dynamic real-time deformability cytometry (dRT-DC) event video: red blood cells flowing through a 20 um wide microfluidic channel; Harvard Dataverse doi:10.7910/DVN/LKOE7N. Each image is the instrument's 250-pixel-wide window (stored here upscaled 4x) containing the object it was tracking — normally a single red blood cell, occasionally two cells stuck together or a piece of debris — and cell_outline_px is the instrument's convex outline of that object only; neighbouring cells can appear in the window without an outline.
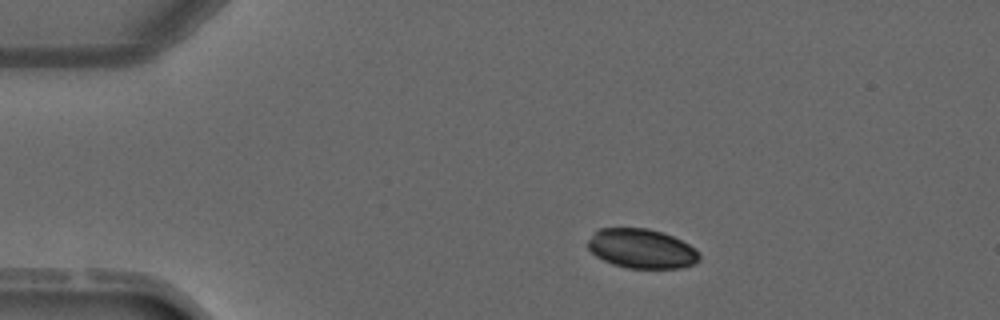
{"species": "common noctule bat (a hibernating species)", "species_latin": "Nyctalus noctula", "temperature_condition": "warm", "stored_images_in_passage": 2, "camera_frame_rate_fps": 3000, "um_per_image_px": 0.085, "animal": {"sex": "male", "forearm_length_mm": 52.5}, "frame": {"image": 1, "passage_image": 1, "time_ms": 0.0, "image_size_px": [1000, 320], "cell_outline_px": [[700, 260], [692, 264], [680, 268], [628, 268], [612, 264], [596, 256], [588, 248], [588, 240], [600, 228], [648, 228], [672, 236], [696, 248], [700, 256]], "centroid_in_image_um": [54.54, 21.14], "position_along_channel_um": 30.5, "area_um2": 25.43}}